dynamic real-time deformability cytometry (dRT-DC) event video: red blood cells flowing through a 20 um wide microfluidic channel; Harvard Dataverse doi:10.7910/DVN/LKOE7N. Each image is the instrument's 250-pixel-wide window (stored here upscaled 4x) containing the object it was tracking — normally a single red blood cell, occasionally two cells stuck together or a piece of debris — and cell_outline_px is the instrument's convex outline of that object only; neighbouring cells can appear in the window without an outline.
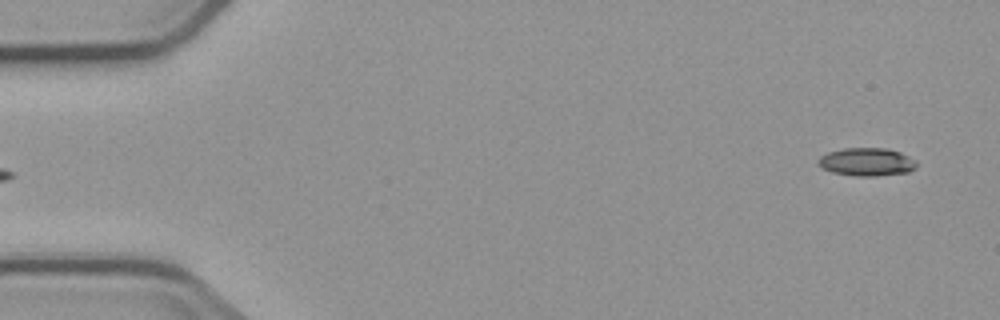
{"species": "common noctule bat (a hibernating species)", "species_latin": "Nyctalus noctula", "temperature_condition": "cold", "stored_images_in_passage": 5, "camera_frame_rate_fps": 3000, "um_per_image_px": 0.085, "animal": {"sex": "male", "body_mass_g": 23.1, "forearm_length_mm": 52.7}, "frame": {"image": 1, "passage_image": 5, "time_ms": 5.667, "image_size_px": [1000, 320], "cell_outline_px": [[916, 168], [908, 172], [872, 176], [856, 176], [832, 172], [824, 168], [816, 160], [820, 156], [828, 152], [844, 148], [884, 148], [900, 152], [916, 160]], "centroid_in_image_um": [73.68, 13.76], "position_along_channel_um": 11.3, "area_um2": 15.95}}